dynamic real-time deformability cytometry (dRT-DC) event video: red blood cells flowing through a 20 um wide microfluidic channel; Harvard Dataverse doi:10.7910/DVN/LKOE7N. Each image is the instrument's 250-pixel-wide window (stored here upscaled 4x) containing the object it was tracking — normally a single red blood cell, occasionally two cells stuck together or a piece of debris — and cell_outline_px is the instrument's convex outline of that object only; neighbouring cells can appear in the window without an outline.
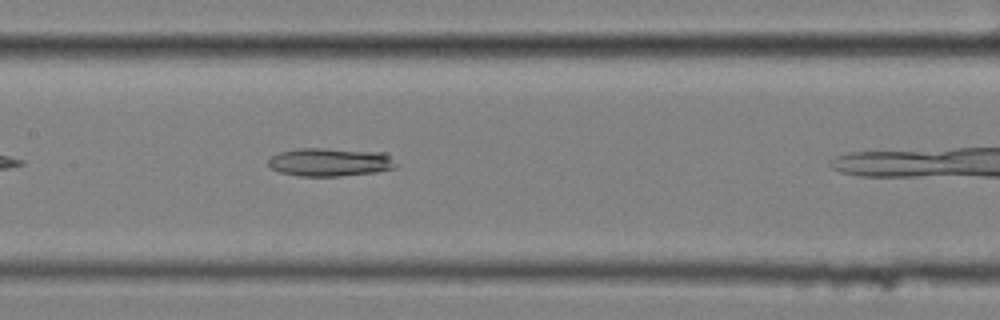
{"species": "common noctule bat (a hibernating species)", "species_latin": "Nyctalus noctula", "temperature_condition": "cold", "stored_images_in_passage": 5, "segment_of_instrument_passage": [1, 2], "camera_frame_rate_fps": 3000, "um_per_image_px": 0.085, "animal": {"sex": "female", "body_mass_g": 25.1}, "frame": {"image": 1, "passage_image": 4, "time_ms": 1.0, "image_size_px": [1000, 320], "cell_outline_px": [[396, 168], [376, 172], [340, 176], [300, 176], [280, 172], [272, 168], [268, 164], [268, 160], [272, 156], [280, 152], [300, 148], [320, 148], [384, 152], [396, 164]], "centroid_in_image_um": [28.05, 13.78], "position_along_channel_um": 179.4, "area_um2": 20.87}}